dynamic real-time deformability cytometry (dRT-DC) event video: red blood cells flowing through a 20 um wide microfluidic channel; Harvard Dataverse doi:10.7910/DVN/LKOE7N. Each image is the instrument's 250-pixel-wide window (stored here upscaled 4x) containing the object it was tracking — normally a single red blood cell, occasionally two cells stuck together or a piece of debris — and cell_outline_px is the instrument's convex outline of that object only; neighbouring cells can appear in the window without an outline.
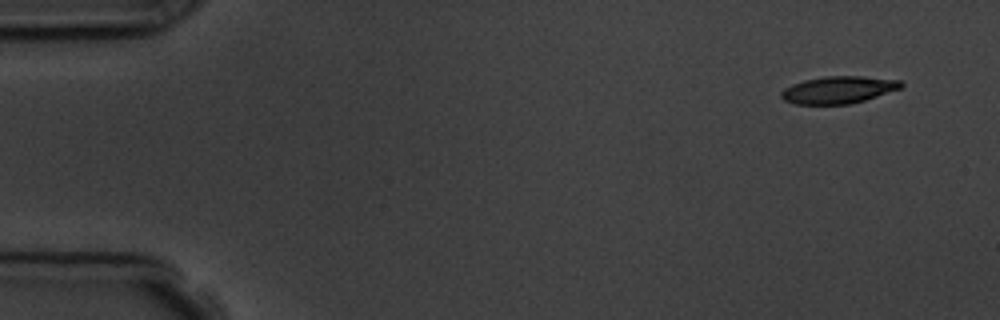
{"species": "common noctule bat (a hibernating species)", "species_latin": "Nyctalus noctula", "temperature_condition": "room temperature", "stored_images_in_passage": 6, "camera_frame_rate_fps": 3000, "um_per_image_px": 0.085, "animal": {"sex": "male", "body_mass_g": 19.5, "forearm_length_mm": 54.6}, "frame": {"image": 1, "passage_image": 1, "time_ms": 0.0, "image_size_px": [1000, 320], "cell_outline_px": [[904, 84], [900, 88], [864, 100], [848, 104], [796, 104], [784, 100], [780, 96], [780, 92], [784, 88], [792, 84], [804, 80], [824, 76], [860, 76], [900, 80]], "centroid_in_image_um": [71.22, 7.63], "position_along_channel_um": 13.8, "area_um2": 18.84}}
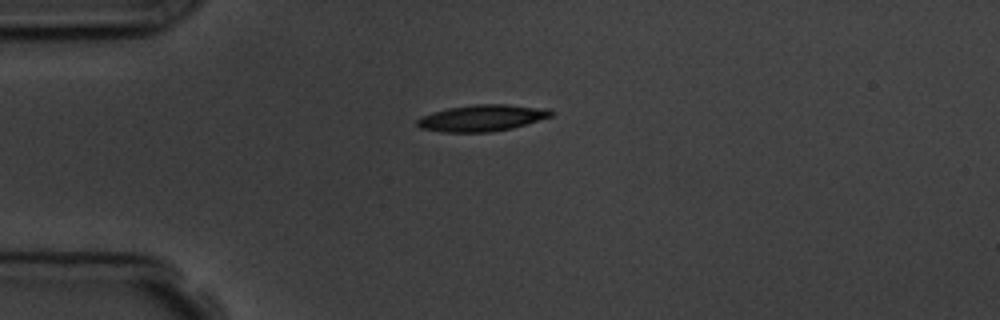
{"frame": {"image": 2, "passage_image": 4, "time_ms": 3.333, "image_size_px": [1000, 320], "cell_outline_px": [[556, 112], [552, 116], [512, 128], [492, 132], [444, 132], [420, 128], [416, 124], [416, 120], [420, 116], [432, 112], [448, 108], [476, 104], [508, 104], [548, 108]], "centroid_in_image_um": [40.98, 10.02], "position_along_channel_um": 44.0, "area_um2": 20.81}}